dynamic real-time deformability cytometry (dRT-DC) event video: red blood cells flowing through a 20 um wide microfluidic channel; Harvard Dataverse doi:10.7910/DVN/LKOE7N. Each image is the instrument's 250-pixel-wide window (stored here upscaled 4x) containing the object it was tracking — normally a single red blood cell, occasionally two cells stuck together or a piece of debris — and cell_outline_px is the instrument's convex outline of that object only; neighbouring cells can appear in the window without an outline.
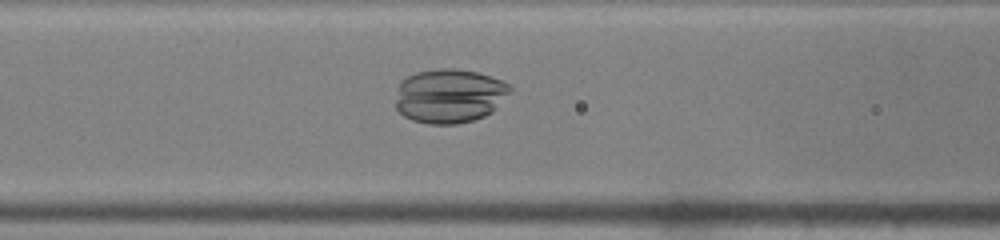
{"species": "common noctule bat (a hibernating species)", "species_latin": "Nyctalus noctula", "temperature_condition": "warm", "stored_images_in_passage": 48, "camera_frame_rate_fps": 3000, "um_per_image_px": 0.085, "animal": {"sex": "male", "body_mass_g": 19.0, "forearm_length_mm": 50.8}, "frame": {"image": 1, "passage_image": 21, "time_ms": 6.667, "image_size_px": [1000, 240], "cell_outline_px": [[512, 92], [492, 112], [484, 116], [472, 120], [456, 124], [428, 124], [412, 120], [404, 116], [396, 108], [396, 100], [400, 80], [416, 72], [440, 68], [456, 68], [476, 72], [500, 80], [508, 84], [512, 88]], "centroid_in_image_um": [38.2, 8.15], "position_along_channel_um": 128.4, "area_um2": 36.24}}
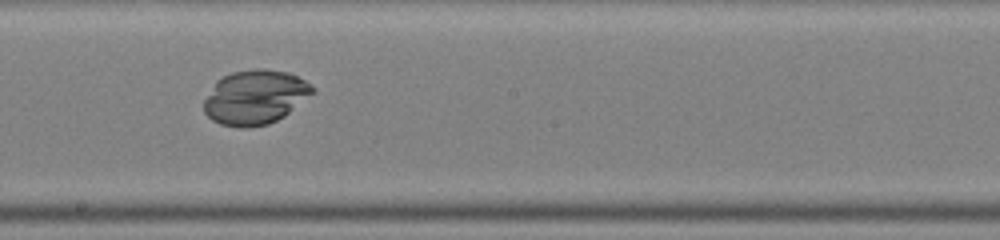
{"frame": {"image": 2, "passage_image": 28, "time_ms": 9.0, "image_size_px": [1000, 240], "cell_outline_px": [[316, 88], [312, 92], [284, 116], [268, 124], [248, 128], [240, 128], [220, 124], [212, 120], [204, 112], [204, 100], [216, 80], [232, 72], [256, 68], [264, 68], [288, 72], [304, 80]], "centroid_in_image_um": [21.65, 8.26], "position_along_channel_um": 226.6, "area_um2": 34.22}}
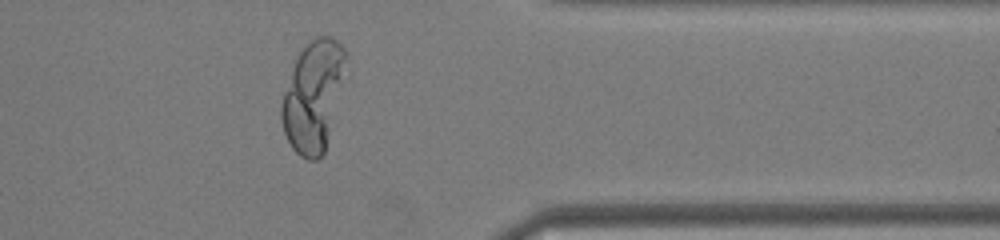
{"frame": {"image": 3, "passage_image": 40, "time_ms": 13.0, "image_size_px": [1000, 240], "cell_outline_px": [[348, 76], [324, 152], [316, 160], [308, 160], [300, 156], [292, 148], [284, 132], [280, 116], [280, 104], [292, 68], [300, 52], [316, 36], [332, 36], [348, 52]], "centroid_in_image_um": [26.69, 8.14], "position_along_channel_um": 384.7, "area_um2": 42.37}}